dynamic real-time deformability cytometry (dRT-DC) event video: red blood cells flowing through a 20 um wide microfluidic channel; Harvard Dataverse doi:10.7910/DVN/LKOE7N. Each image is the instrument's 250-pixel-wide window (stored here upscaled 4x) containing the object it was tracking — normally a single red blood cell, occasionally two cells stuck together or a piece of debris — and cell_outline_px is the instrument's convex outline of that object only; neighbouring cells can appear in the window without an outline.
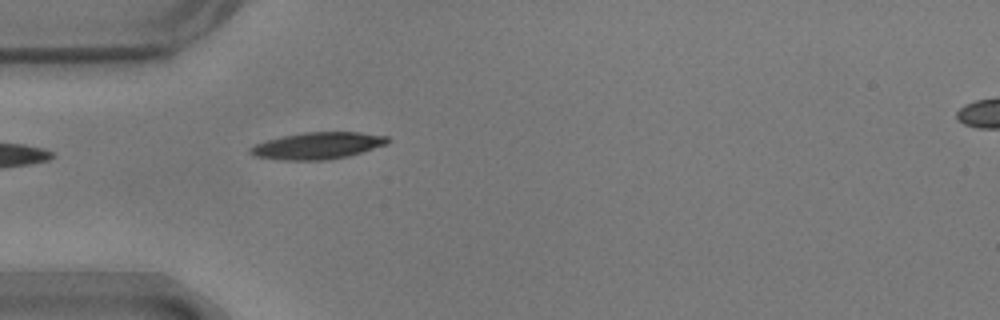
{"species": "common noctule bat (a hibernating species)", "species_latin": "Nyctalus noctula", "temperature_condition": "warm", "stored_images_in_passage": 1, "camera_frame_rate_fps": 3000, "um_per_image_px": 0.085, "animal": {"sex": "male", "body_mass_g": 17.9}, "frame": {"image": 1, "passage_image": 1, "time_ms": 0.0, "image_size_px": [1000, 320], "cell_outline_px": [[388, 144], [348, 156], [324, 160], [284, 160], [256, 156], [248, 152], [248, 148], [256, 144], [268, 140], [284, 136], [304, 132], [360, 132], [388, 136]], "centroid_in_image_um": [27.01, 12.38], "position_along_channel_um": 58.0, "area_um2": 21.27}}